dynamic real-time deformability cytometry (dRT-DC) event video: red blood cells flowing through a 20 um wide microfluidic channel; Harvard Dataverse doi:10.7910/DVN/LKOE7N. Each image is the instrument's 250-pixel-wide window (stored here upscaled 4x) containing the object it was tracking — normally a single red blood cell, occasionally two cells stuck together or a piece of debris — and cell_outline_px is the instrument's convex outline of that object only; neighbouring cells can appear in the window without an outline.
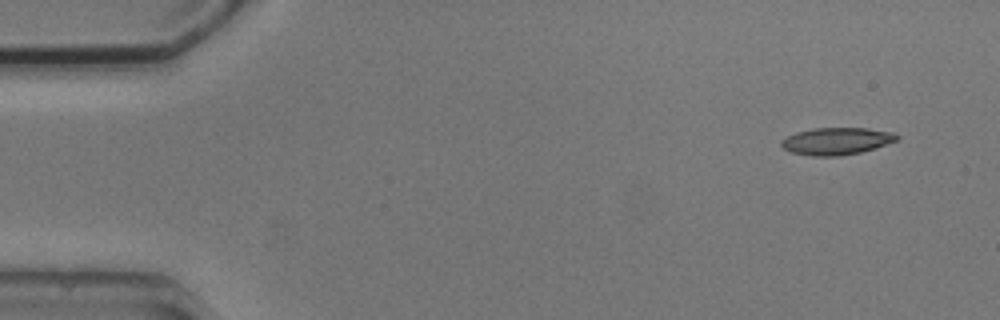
{"species": "common noctule bat (a hibernating species)", "species_latin": "Nyctalus noctula", "temperature_condition": "cold", "stored_images_in_passage": 5, "camera_frame_rate_fps": 3000, "um_per_image_px": 0.085, "animal": {"sex": "male", "body_mass_g": 20.5, "forearm_length_mm": 52.5}, "frame": {"image": 1, "passage_image": 1, "time_ms": 0.0, "image_size_px": [1000, 320], "cell_outline_px": [[900, 140], [876, 148], [860, 152], [840, 156], [812, 156], [792, 152], [784, 148], [780, 144], [780, 140], [796, 132], [812, 128], [868, 128], [892, 132], [900, 136]], "centroid_in_image_um": [71.14, 11.99], "position_along_channel_um": 13.9, "area_um2": 18.44}}
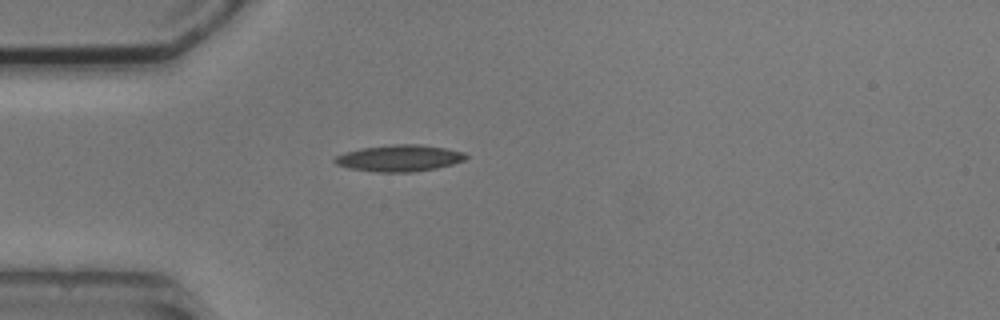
{"frame": {"image": 2, "passage_image": 4, "time_ms": 3.667, "image_size_px": [1000, 320], "cell_outline_px": [[468, 156], [464, 160], [452, 164], [436, 168], [412, 172], [380, 172], [348, 168], [336, 164], [332, 160], [336, 156], [344, 152], [360, 148], [392, 144], [420, 144], [444, 148], [464, 152]], "centroid_in_image_um": [33.92, 13.44], "position_along_channel_um": 51.1, "area_um2": 20.29}}